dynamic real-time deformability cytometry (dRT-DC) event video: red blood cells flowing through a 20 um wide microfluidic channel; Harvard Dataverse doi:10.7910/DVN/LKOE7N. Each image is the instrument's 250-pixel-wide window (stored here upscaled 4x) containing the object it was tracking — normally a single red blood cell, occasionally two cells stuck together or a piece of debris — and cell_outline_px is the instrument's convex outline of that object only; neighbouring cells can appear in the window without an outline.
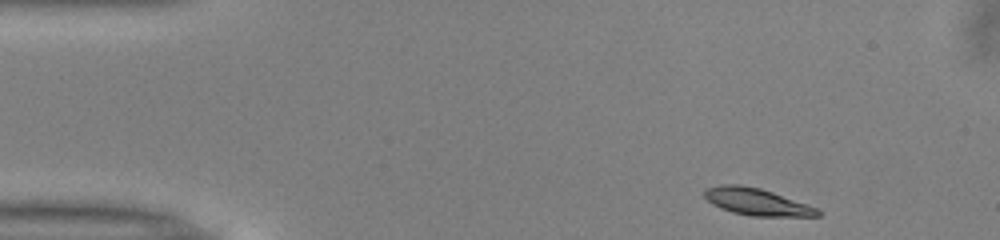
{"species": "common noctule bat (a hibernating species)", "species_latin": "Nyctalus noctula", "temperature_condition": "warm", "stored_images_in_passage": 46, "camera_frame_rate_fps": 3000, "um_per_image_px": 0.085, "animal": {"sex": "male", "body_mass_g": 13.0, "forearm_length_mm": 53.1}, "frame": {"image": 1, "passage_image": 1, "time_ms": 0.0, "image_size_px": [1000, 240], "cell_outline_px": [[820, 216], [752, 216], [732, 212], [720, 208], [712, 204], [704, 196], [704, 188], [720, 184], [740, 184], [760, 188], [772, 192], [816, 208], [820, 212]], "centroid_in_image_um": [64.25, 17.14], "position_along_channel_um": 20.8, "area_um2": 17.63}}
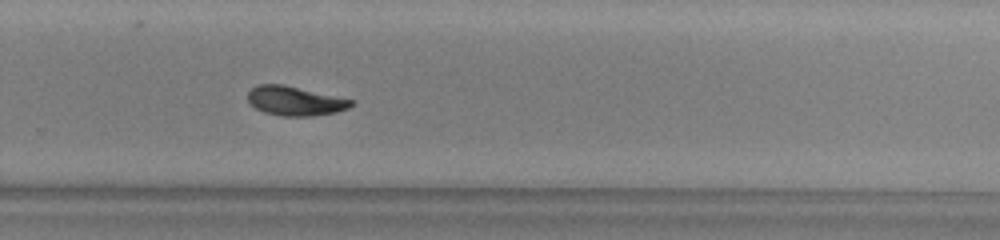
{"frame": {"image": 2, "passage_image": 29, "time_ms": 9.333, "image_size_px": [1000, 240], "cell_outline_px": [[352, 104], [348, 108], [336, 112], [312, 116], [280, 116], [264, 112], [256, 108], [248, 100], [248, 92], [256, 84], [284, 84], [352, 100]], "centroid_in_image_um": [25.03, 8.58], "position_along_channel_um": 304.8, "area_um2": 17.46}}
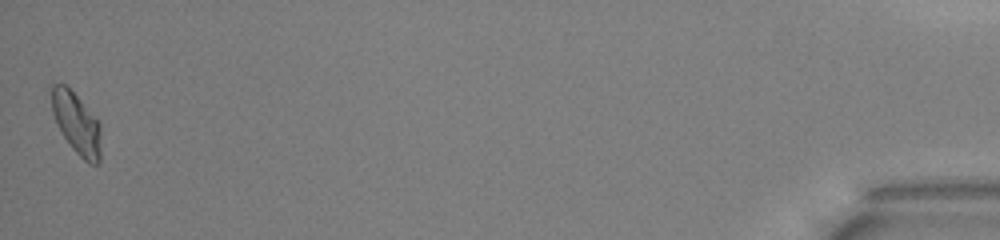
{"frame": {"image": 3, "passage_image": 46, "time_ms": 15.0, "image_size_px": [1000, 240], "cell_outline_px": [[100, 160], [96, 164], [88, 164], [72, 148], [64, 136], [52, 112], [48, 84], [64, 84], [100, 120]], "centroid_in_image_um": [6.49, 10.45], "position_along_channel_um": 428.7, "area_um2": 17.74}, "authors_computed_cell_mechanics": {"area_um2": 17.6868, "velocity_mm_per_s": 3.9614, "shape_relaxation_time_tau1_ms": 4.3608, "shape_relaxation_time_tau2_ms": 4.0625, "deformation_change_tau1": 0.1348, "deformation_change_tau2": 0.0885}}